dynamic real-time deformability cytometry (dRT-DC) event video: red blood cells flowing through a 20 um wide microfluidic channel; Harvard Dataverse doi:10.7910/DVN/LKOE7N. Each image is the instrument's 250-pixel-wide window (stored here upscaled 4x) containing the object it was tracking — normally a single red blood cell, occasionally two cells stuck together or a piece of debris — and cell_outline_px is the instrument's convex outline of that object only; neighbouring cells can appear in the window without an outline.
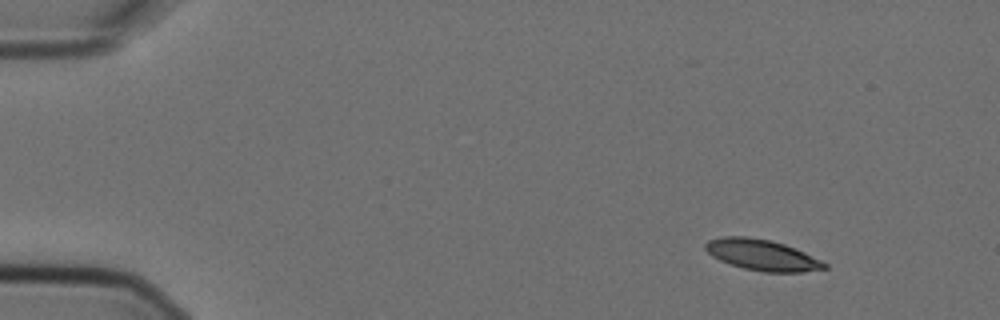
{"species": "Egyptian fruit bat (a non-hibernating species)", "species_latin": "Rousettus aegyptiacus", "temperature_condition": "cold", "stored_images_in_passage": 4, "camera_frame_rate_fps": 3000, "um_per_image_px": 0.085, "animal": {"sex": "female"}, "frame": {"image": 1, "passage_image": 1, "time_ms": 0.0, "image_size_px": [1000, 320], "cell_outline_px": [[828, 268], [804, 272], [764, 272], [744, 268], [720, 260], [712, 256], [704, 248], [704, 244], [708, 240], [724, 236], [748, 236], [768, 240], [784, 244], [804, 252], [828, 264]], "centroid_in_image_um": [64.77, 21.67], "position_along_channel_um": 20.2, "area_um2": 21.33}}
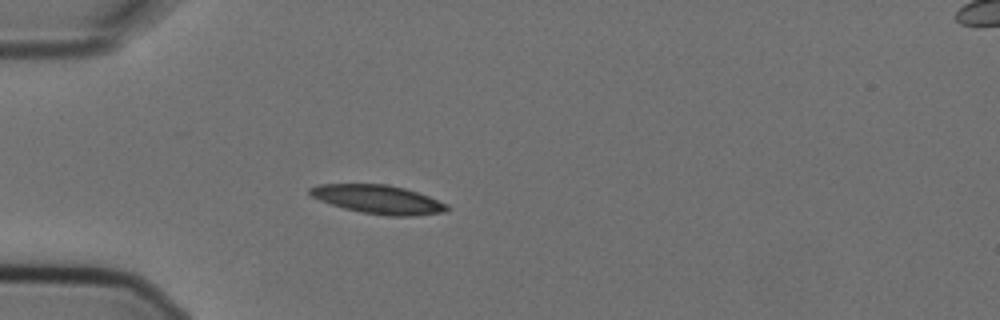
{"frame": {"image": 2, "passage_image": 4, "time_ms": 1.0, "image_size_px": [1000, 320], "cell_outline_px": [[452, 208], [444, 212], [412, 216], [388, 216], [360, 212], [344, 208], [320, 200], [312, 196], [308, 192], [308, 188], [316, 184], [388, 184], [404, 188], [428, 196], [448, 204]], "centroid_in_image_um": [32.15, 16.95], "position_along_channel_um": 52.8, "area_um2": 22.95}}